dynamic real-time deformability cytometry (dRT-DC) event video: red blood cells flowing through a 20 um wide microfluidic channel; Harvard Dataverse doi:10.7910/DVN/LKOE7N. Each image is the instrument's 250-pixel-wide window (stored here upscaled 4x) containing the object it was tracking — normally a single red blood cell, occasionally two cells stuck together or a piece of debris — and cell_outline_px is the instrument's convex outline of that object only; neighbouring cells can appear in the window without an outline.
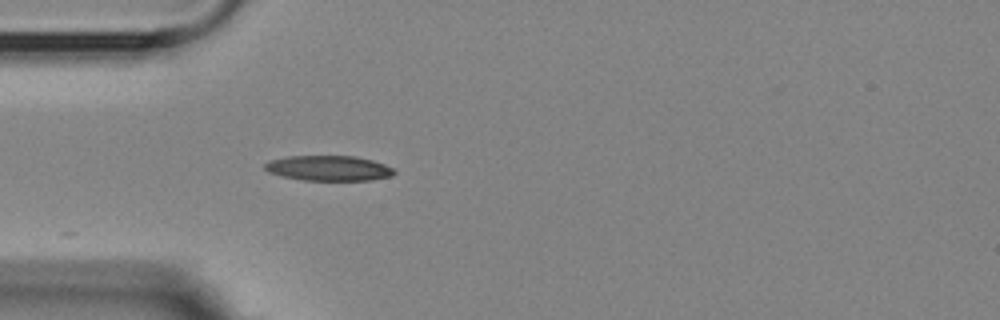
{"species": "Egyptian fruit bat (a non-hibernating species)", "species_latin": "Rousettus aegyptiacus", "temperature_condition": "room temperature", "stored_images_in_passage": 13, "camera_frame_rate_fps": 3000, "um_per_image_px": 0.085, "animal": {"sex": "female"}, "frame": {"image": 1, "passage_image": 1, "time_ms": 0.0, "image_size_px": [1000, 320], "cell_outline_px": [[396, 172], [392, 176], [372, 180], [304, 180], [284, 176], [268, 172], [264, 168], [264, 164], [272, 160], [288, 156], [356, 156], [372, 160], [384, 164], [392, 168]], "centroid_in_image_um": [27.97, 14.29], "position_along_channel_um": 57.0, "area_um2": 18.84}}
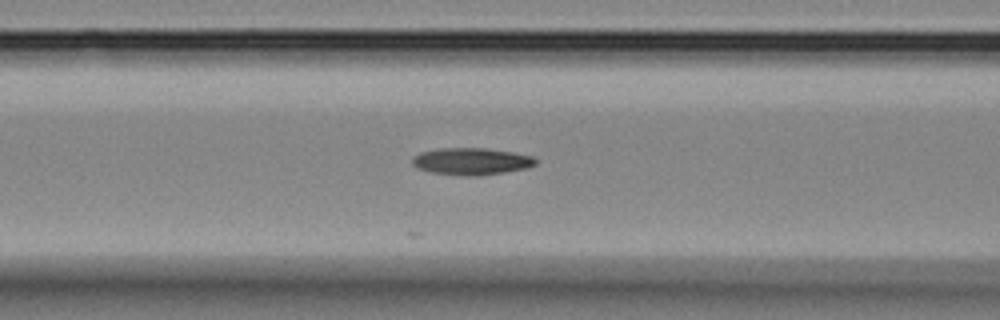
{"frame": {"image": 2, "passage_image": 7, "time_ms": 2.0, "image_size_px": [1000, 320], "cell_outline_px": [[536, 164], [528, 168], [476, 176], [464, 176], [432, 172], [416, 168], [412, 164], [412, 156], [420, 152], [440, 148], [488, 148], [516, 152], [532, 156], [536, 160]], "centroid_in_image_um": [40.06, 13.7], "position_along_channel_um": 126.5, "area_um2": 19.54}}
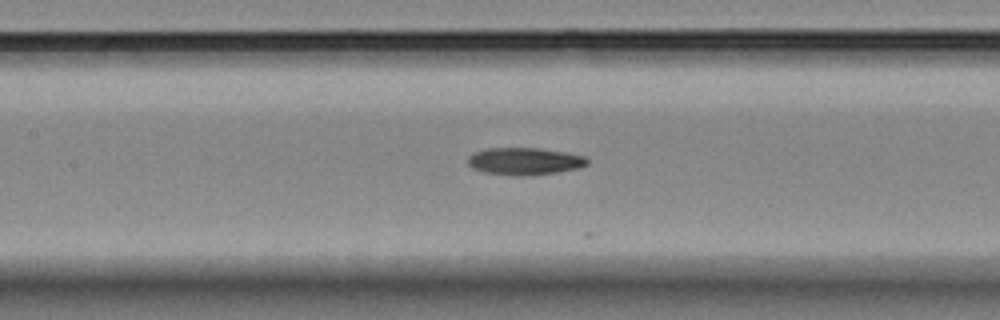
{"frame": {"image": 3, "passage_image": 10, "time_ms": 3.0, "image_size_px": [1000, 320], "cell_outline_px": [[588, 164], [576, 168], [556, 172], [528, 176], [516, 176], [484, 172], [472, 168], [468, 164], [468, 156], [476, 152], [488, 148], [540, 148], [564, 152], [584, 156], [588, 160]], "centroid_in_image_um": [44.57, 13.71], "position_along_channel_um": 162.8, "area_um2": 18.84}}